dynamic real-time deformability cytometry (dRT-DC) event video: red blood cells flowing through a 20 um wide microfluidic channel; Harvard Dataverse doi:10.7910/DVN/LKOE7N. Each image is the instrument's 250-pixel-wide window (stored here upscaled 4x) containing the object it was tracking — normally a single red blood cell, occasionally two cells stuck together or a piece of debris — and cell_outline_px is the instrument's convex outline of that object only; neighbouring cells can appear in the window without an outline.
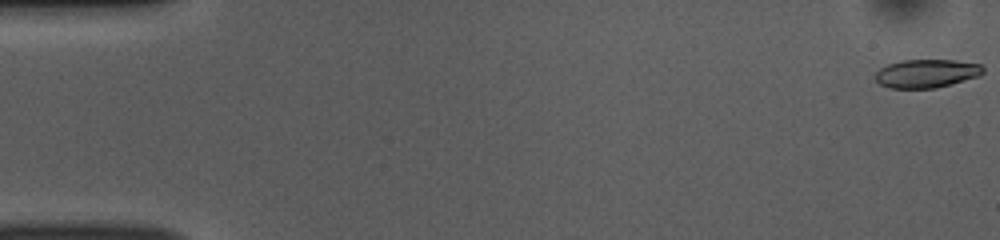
{"species": "common noctule bat (a hibernating species)", "species_latin": "Nyctalus noctula", "temperature_condition": "room temperature", "stored_images_in_passage": 52, "camera_frame_rate_fps": 3000, "um_per_image_px": 0.085, "animal": {"sex": "female", "body_mass_g": 10.0, "forearm_length_mm": 53.1}, "frame": {"image": 1, "passage_image": 1, "time_ms": 0.0, "image_size_px": [1000, 240], "cell_outline_px": [[984, 72], [980, 76], [936, 88], [888, 88], [880, 84], [876, 80], [876, 72], [880, 68], [888, 64], [900, 60], [952, 60], [980, 64], [984, 68]], "centroid_in_image_um": [78.76, 6.24], "position_along_channel_um": 6.2, "area_um2": 17.86}}
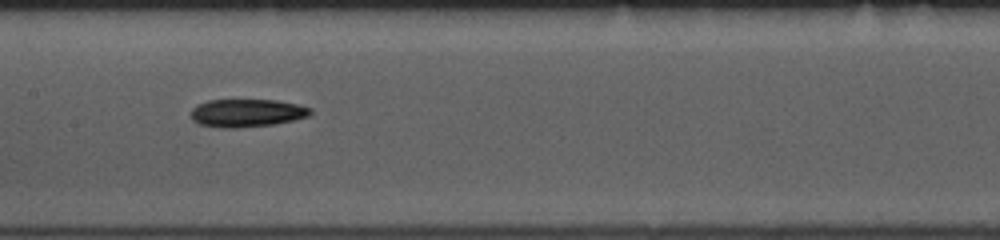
{"frame": {"image": 2, "passage_image": 26, "time_ms": 8.333, "image_size_px": [1000, 240], "cell_outline_px": [[312, 112], [308, 116], [292, 120], [272, 124], [236, 128], [220, 128], [200, 124], [192, 120], [192, 108], [196, 104], [208, 100], [276, 100], [296, 104], [312, 108]], "centroid_in_image_um": [20.95, 9.6], "position_along_channel_um": 186.4, "area_um2": 19.36}}
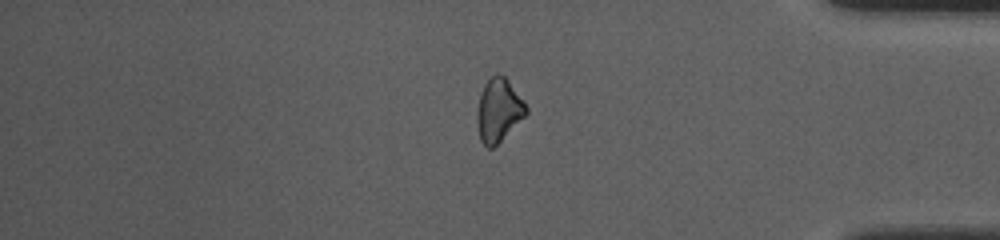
{"frame": {"image": 3, "passage_image": 44, "time_ms": 14.333, "image_size_px": [1000, 240], "cell_outline_px": [[528, 112], [492, 148], [488, 148], [480, 140], [476, 112], [480, 92], [484, 84], [492, 76], [504, 76], [508, 80], [524, 100], [528, 108]], "centroid_in_image_um": [42.37, 9.35], "position_along_channel_um": 392.8, "area_um2": 17.69}}